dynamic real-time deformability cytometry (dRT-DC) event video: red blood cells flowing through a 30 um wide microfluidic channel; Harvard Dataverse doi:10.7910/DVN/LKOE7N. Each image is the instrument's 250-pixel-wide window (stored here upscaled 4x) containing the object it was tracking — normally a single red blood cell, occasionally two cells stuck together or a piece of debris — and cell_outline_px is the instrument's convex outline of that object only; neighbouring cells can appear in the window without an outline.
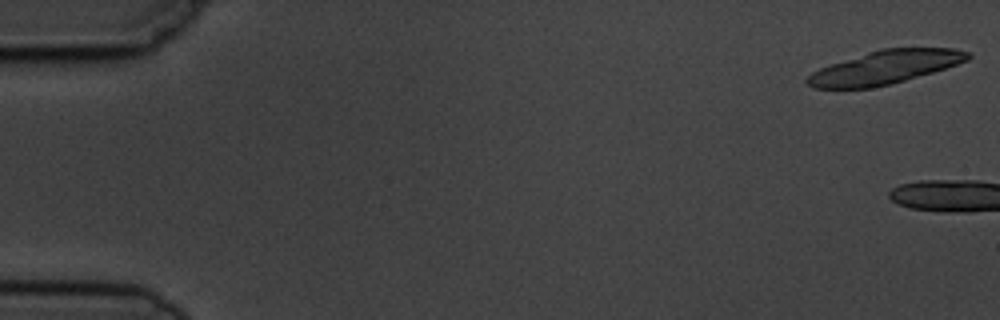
{"species": "common noctule bat (a hibernating species)", "species_latin": "Nyctalus noctula", "temperature_condition": "cold", "stored_images_in_passage": 8, "camera_frame_rate_fps": 3000, "um_per_image_px": 0.085, "animal": {"sex": "male", "body_mass_g": 19.5, "forearm_length_mm": 54.6}, "frame": {"image": 1, "passage_image": 1, "time_ms": 0.0, "image_size_px": [1000, 320], "cell_outline_px": [[972, 56], [968, 60], [932, 72], [892, 84], [872, 88], [812, 88], [804, 80], [812, 72], [820, 68], [880, 48], [952, 48], [968, 52]], "centroid_in_image_um": [75.21, 5.73], "position_along_channel_um": 9.8, "area_um2": 30.92}}
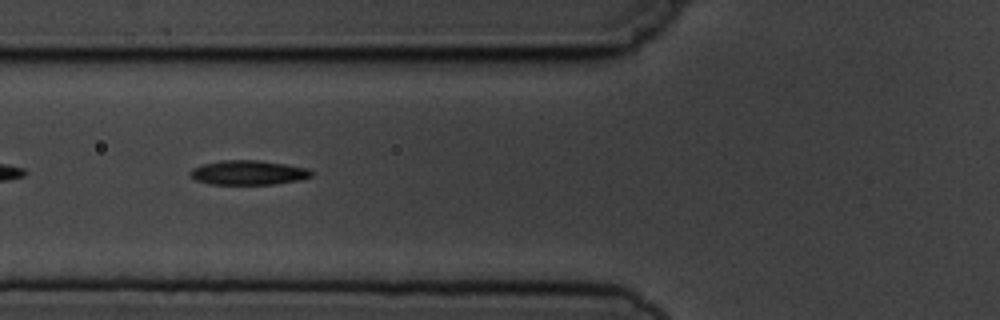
{"frame": {"image": 2, "passage_image": 7, "time_ms": 7.667, "image_size_px": [1000, 320], "cell_outline_px": [[312, 176], [300, 180], [272, 184], [208, 184], [196, 180], [188, 172], [192, 168], [204, 164], [220, 160], [256, 160], [284, 164], [308, 168], [312, 172]], "centroid_in_image_um": [21.09, 14.67], "position_along_channel_um": 104.7, "area_um2": 17.17}}
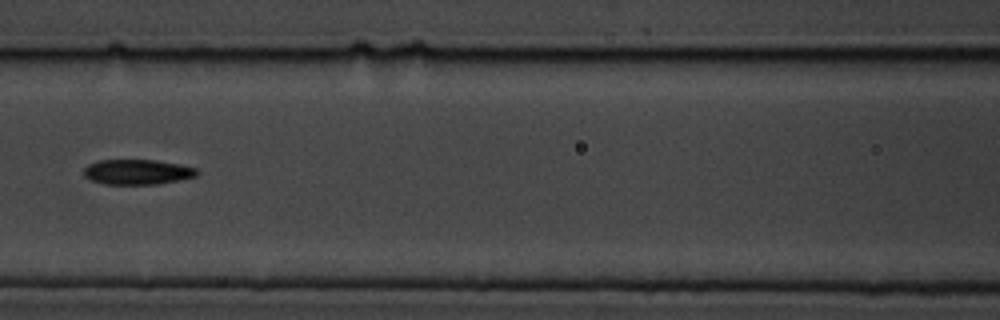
{"frame": {"image": 3, "passage_image": 8, "time_ms": 9.0, "image_size_px": [1000, 320], "cell_outline_px": [[200, 172], [196, 176], [156, 184], [104, 184], [92, 180], [84, 176], [84, 168], [88, 164], [100, 160], [156, 160], [180, 164], [196, 168]], "centroid_in_image_um": [11.67, 14.61], "position_along_channel_um": 154.9, "area_um2": 16.47}}